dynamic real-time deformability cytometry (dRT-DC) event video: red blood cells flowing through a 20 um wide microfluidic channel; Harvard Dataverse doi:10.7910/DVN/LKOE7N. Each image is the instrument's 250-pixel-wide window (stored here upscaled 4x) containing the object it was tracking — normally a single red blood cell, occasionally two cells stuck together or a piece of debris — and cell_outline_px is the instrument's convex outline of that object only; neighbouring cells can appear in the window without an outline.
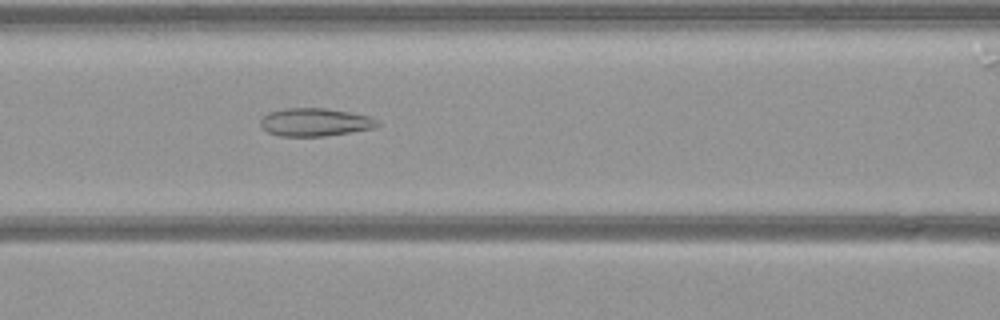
{"species": "common noctule bat (a hibernating species)", "species_latin": "Nyctalus noctula", "temperature_condition": "warm", "stored_images_in_passage": 9, "camera_frame_rate_fps": 3000, "um_per_image_px": 0.085, "animal": {"sex": "female", "body_mass_g": 21.9}, "frame": {"image": 1, "passage_image": 6, "time_ms": 1.667, "image_size_px": [1000, 320], "cell_outline_px": [[380, 124], [372, 128], [324, 136], [280, 136], [268, 132], [260, 124], [260, 120], [268, 112], [284, 108], [324, 108], [348, 112], [368, 116], [380, 120]], "centroid_in_image_um": [26.75, 10.38], "position_along_channel_um": 139.8, "area_um2": 18.9}}